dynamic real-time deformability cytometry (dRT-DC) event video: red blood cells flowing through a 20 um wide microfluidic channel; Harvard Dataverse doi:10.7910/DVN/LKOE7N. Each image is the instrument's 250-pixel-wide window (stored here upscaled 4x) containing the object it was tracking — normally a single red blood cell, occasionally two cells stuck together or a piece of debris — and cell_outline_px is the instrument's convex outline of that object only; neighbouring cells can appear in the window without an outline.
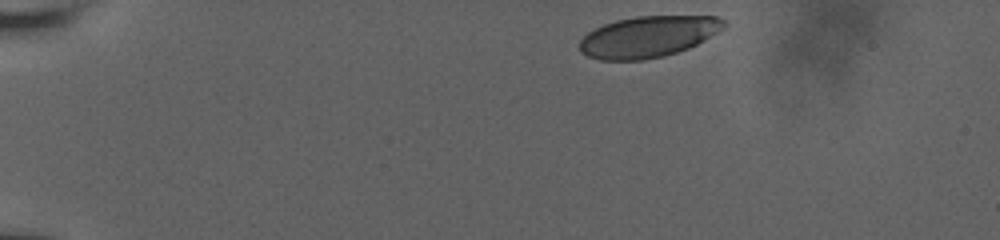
{"species": "human", "species_latin": "Homo sapiens", "temperature_condition": "room temperature", "stored_images_in_passage": 12, "camera_frame_rate_fps": 3000, "um_per_image_px": 0.085, "donor": {"sex": "male"}, "frame": {"image": 1, "passage_image": 1, "time_ms": 0.0, "image_size_px": [1000, 240], "cell_outline_px": [[728, 24], [724, 28], [696, 44], [688, 48], [664, 56], [644, 60], [600, 60], [588, 56], [580, 52], [580, 40], [588, 32], [604, 24], [616, 20], [636, 16], [716, 16], [724, 20]], "centroid_in_image_um": [55.09, 3.11], "position_along_channel_um": 29.9, "area_um2": 34.56}}
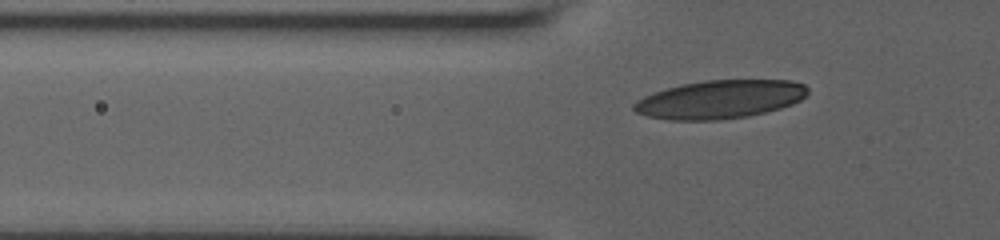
{"frame": {"image": 2, "passage_image": 9, "time_ms": 3.333, "image_size_px": [1000, 240], "cell_outline_px": [[808, 92], [800, 100], [792, 104], [780, 108], [748, 116], [720, 120], [668, 120], [648, 116], [636, 112], [632, 108], [632, 104], [636, 100], [652, 92], [684, 84], [704, 80], [792, 80], [804, 84], [808, 88]], "centroid_in_image_um": [61.18, 8.45], "position_along_channel_um": 64.6, "area_um2": 38.9}}
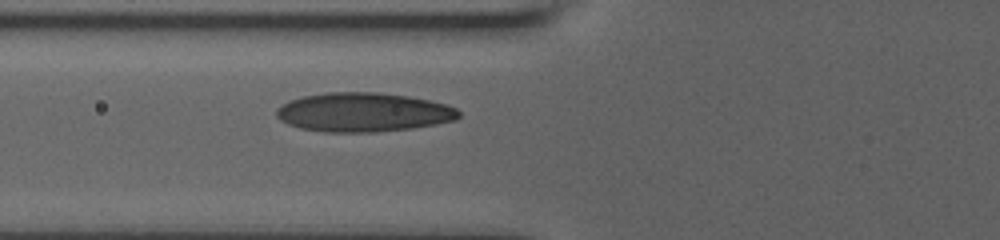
{"frame": {"image": 3, "passage_image": 12, "time_ms": 4.333, "image_size_px": [1000, 240], "cell_outline_px": [[460, 116], [456, 120], [436, 124], [412, 128], [376, 132], [324, 132], [300, 128], [288, 124], [280, 120], [276, 116], [276, 108], [288, 100], [304, 96], [328, 92], [376, 92], [408, 96], [448, 104], [456, 108], [460, 112]], "centroid_in_image_um": [30.88, 9.54], "position_along_channel_um": 94.9, "area_um2": 41.73}}